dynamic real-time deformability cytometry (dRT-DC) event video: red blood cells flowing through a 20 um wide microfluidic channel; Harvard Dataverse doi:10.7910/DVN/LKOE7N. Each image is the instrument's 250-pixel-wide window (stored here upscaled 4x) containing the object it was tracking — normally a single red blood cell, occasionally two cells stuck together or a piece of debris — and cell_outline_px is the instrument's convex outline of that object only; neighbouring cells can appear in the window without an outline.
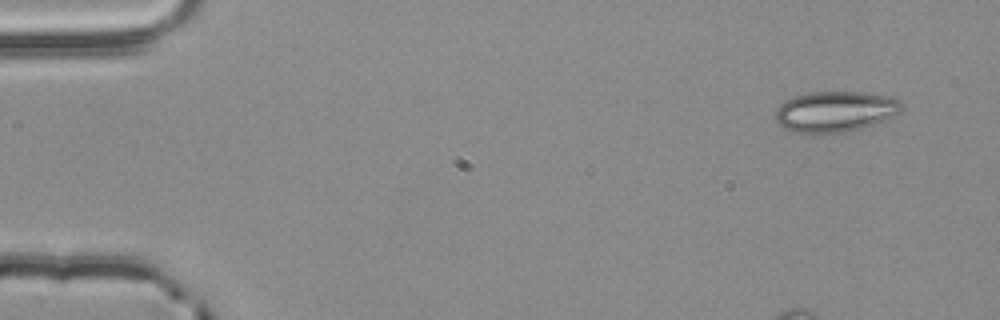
{"species": "common noctule bat (a hibernating species)", "species_latin": "Nyctalus noctula", "temperature_condition": "room temperature", "stored_images_in_passage": 2, "segment_of_instrument_passage": [2, 2], "camera_frame_rate_fps": 3000, "um_per_image_px": 0.085, "animal": {"sex": "male", "body_mass_g": 20.4}, "frame": {"image": 1, "passage_image": 2, "time_ms": 0.333, "image_size_px": [1000, 320], "cell_outline_px": [[904, 108], [900, 112], [872, 124], [860, 128], [844, 132], [812, 136], [792, 132], [784, 128], [772, 116], [776, 108], [784, 100], [792, 96], [808, 92], [868, 92], [888, 96], [900, 100], [904, 104]], "centroid_in_image_um": [70.91, 9.49], "position_along_channel_um": 14.1, "area_um2": 30.75}}